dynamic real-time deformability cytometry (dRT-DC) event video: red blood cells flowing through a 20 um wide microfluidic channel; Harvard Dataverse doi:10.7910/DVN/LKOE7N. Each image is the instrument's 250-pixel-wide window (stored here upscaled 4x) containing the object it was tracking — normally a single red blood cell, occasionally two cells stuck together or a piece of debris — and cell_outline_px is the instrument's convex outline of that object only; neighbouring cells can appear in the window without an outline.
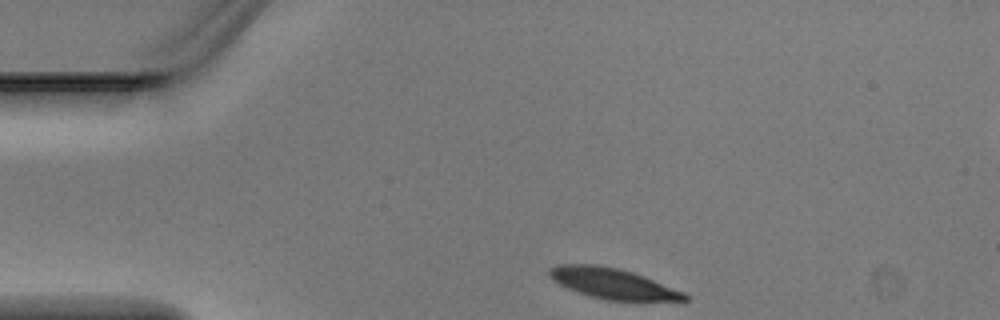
{"species": "Egyptian fruit bat (a non-hibernating species)", "species_latin": "Rousettus aegyptiacus", "temperature_condition": "warm", "stored_images_in_passage": 2, "camera_frame_rate_fps": 3000, "um_per_image_px": 0.085, "animal": {"sex": "male"}, "frame": {"image": 1, "passage_image": 1, "time_ms": 0.0, "image_size_px": [1000, 320], "cell_outline_px": [[688, 300], [604, 300], [588, 296], [568, 288], [552, 280], [548, 276], [548, 268], [556, 264], [596, 264], [620, 268], [644, 276], [684, 292], [688, 296]], "centroid_in_image_um": [52.01, 24.08], "position_along_channel_um": 33.0, "area_um2": 24.04}}